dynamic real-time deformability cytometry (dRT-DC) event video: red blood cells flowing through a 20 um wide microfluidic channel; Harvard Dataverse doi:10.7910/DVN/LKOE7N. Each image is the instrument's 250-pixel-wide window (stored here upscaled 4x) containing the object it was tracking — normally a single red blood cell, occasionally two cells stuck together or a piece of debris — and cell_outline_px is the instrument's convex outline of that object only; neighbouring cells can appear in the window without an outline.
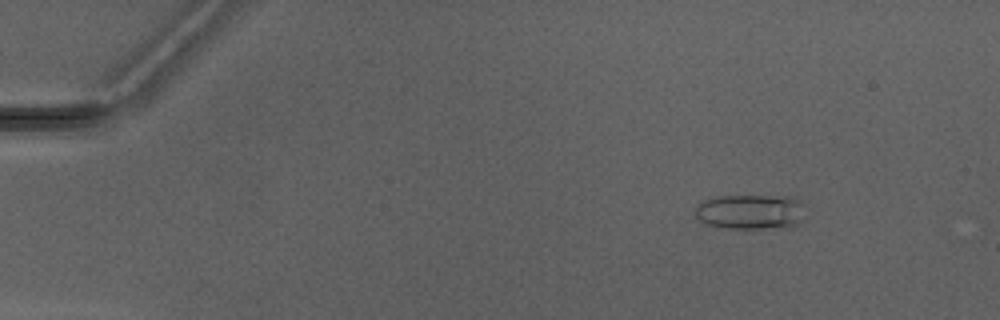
{"species": "Egyptian fruit bat (a non-hibernating species)", "species_latin": "Rousettus aegyptiacus", "temperature_condition": "warm", "stored_images_in_passage": 7, "camera_frame_rate_fps": 3000, "um_per_image_px": 0.085, "animal": {"sex": "male"}, "frame": {"image": 1, "passage_image": 3, "time_ms": 2.333, "image_size_px": [1000, 320], "cell_outline_px": [[800, 220], [796, 224], [760, 228], [720, 228], [708, 224], [700, 220], [696, 216], [696, 204], [700, 200], [716, 196], [788, 196], [796, 200], [800, 204]], "centroid_in_image_um": [63.63, 17.98], "position_along_channel_um": 21.4, "area_um2": 21.85}}
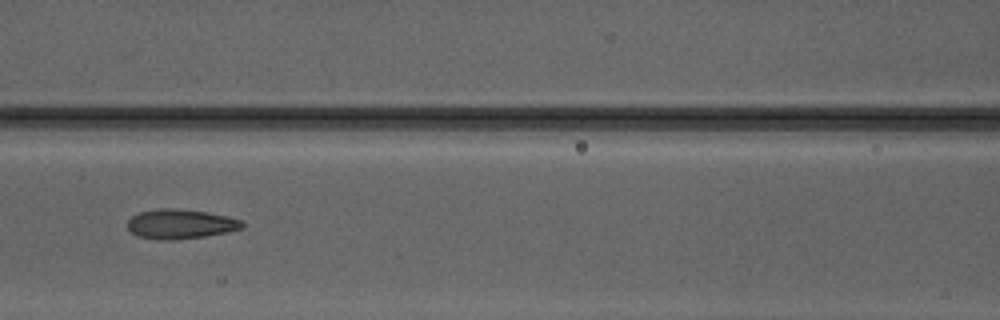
{"frame": {"image": 2, "passage_image": 7, "time_ms": 8.0, "image_size_px": [1000, 320], "cell_outline_px": [[244, 228], [228, 232], [204, 236], [172, 240], [156, 240], [136, 236], [128, 228], [128, 220], [132, 216], [140, 212], [156, 208], [172, 208], [208, 212], [228, 216], [240, 220], [244, 224]], "centroid_in_image_um": [15.33, 19.04], "position_along_channel_um": 151.3, "area_um2": 19.88}}